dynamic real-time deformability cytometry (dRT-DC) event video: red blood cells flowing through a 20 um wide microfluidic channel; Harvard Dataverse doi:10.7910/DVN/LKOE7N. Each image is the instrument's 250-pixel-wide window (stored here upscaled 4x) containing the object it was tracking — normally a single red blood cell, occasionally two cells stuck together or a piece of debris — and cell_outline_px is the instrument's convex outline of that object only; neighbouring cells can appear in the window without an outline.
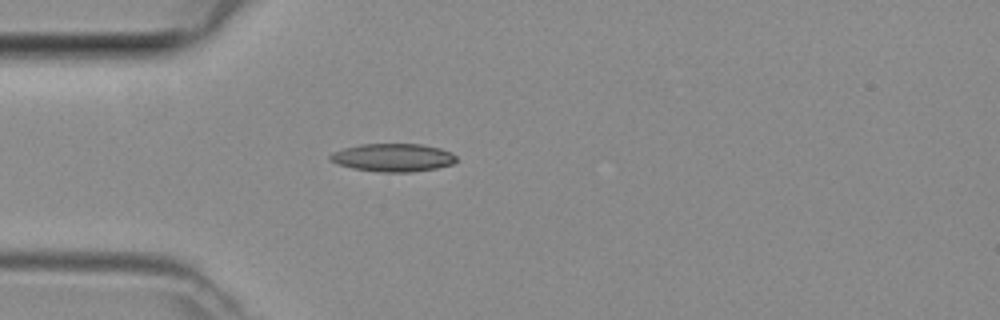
{"species": "common noctule bat (a hibernating species)", "species_latin": "Nyctalus noctula", "temperature_condition": "room temperature", "stored_images_in_passage": 1, "camera_frame_rate_fps": 3000, "um_per_image_px": 0.085, "animal": {"sex": "female", "body_mass_g": 29.2, "forearm_length_mm": 56.3}, "frame": {"image": 1, "passage_image": 1, "time_ms": 0.0, "image_size_px": [1000, 320], "cell_outline_px": [[456, 160], [452, 164], [436, 168], [412, 172], [384, 172], [352, 168], [328, 160], [328, 156], [332, 152], [344, 148], [360, 144], [420, 144], [440, 148], [452, 152], [456, 156]], "centroid_in_image_um": [33.4, 13.39], "position_along_channel_um": 51.6, "area_um2": 20.58}}